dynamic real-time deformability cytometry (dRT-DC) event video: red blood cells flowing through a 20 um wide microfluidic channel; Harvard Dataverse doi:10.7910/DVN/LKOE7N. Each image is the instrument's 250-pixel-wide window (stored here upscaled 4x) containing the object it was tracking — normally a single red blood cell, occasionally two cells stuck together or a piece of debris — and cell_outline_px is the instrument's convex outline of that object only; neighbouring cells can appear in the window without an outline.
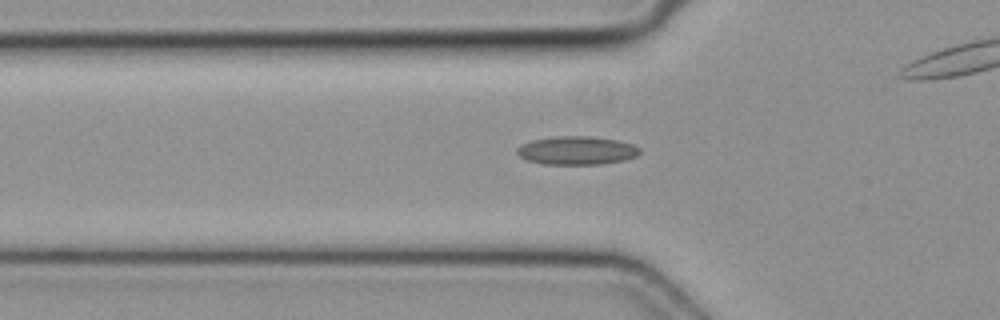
{"species": "common noctule bat (a hibernating species)", "species_latin": "Nyctalus noctula", "temperature_condition": "cold", "stored_images_in_passage": 36, "camera_frame_rate_fps": 3000, "um_per_image_px": 0.085, "animal": {"sex": "female", "body_mass_g": 19.3, "forearm_length_mm": 54.1}, "frame": {"image": 1, "passage_image": 10, "time_ms": 3.0, "image_size_px": [1000, 320], "cell_outline_px": [[640, 152], [636, 156], [624, 160], [600, 164], [544, 164], [528, 160], [520, 156], [516, 152], [516, 148], [520, 144], [532, 140], [556, 136], [592, 136], [616, 140], [632, 144], [640, 148]], "centroid_in_image_um": [49.0, 12.78], "position_along_channel_um": 76.8, "area_um2": 20.29}}
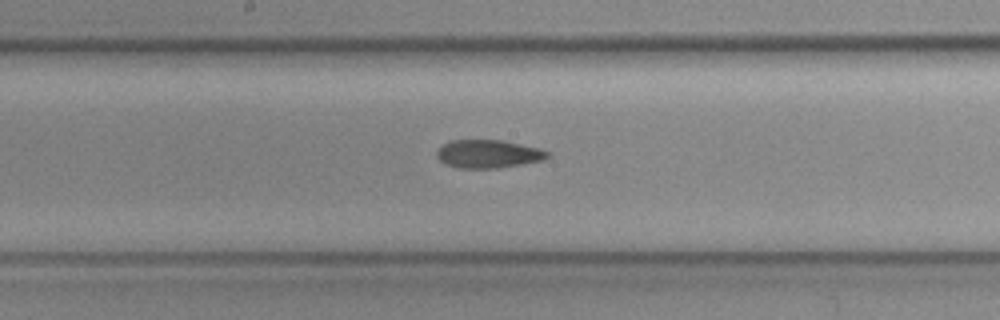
{"frame": {"image": 2, "passage_image": 19, "time_ms": 6.0, "image_size_px": [1000, 320], "cell_outline_px": [[552, 156], [544, 160], [496, 168], [460, 168], [448, 164], [440, 160], [436, 156], [436, 152], [444, 144], [452, 140], [500, 140], [540, 148], [548, 152]], "centroid_in_image_um": [41.53, 13.08], "position_along_channel_um": 206.7, "area_um2": 17.98}}
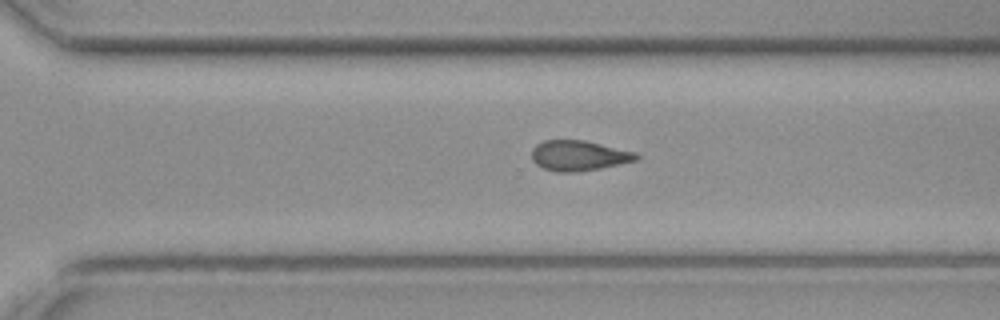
{"frame": {"image": 3, "passage_image": 27, "time_ms": 8.667, "image_size_px": [1000, 320], "cell_outline_px": [[640, 156], [636, 160], [620, 164], [600, 168], [572, 172], [556, 172], [544, 168], [536, 164], [532, 160], [532, 148], [536, 144], [544, 140], [584, 140], [636, 152]], "centroid_in_image_um": [49.18, 13.22], "position_along_channel_um": 321.4, "area_um2": 18.38}}